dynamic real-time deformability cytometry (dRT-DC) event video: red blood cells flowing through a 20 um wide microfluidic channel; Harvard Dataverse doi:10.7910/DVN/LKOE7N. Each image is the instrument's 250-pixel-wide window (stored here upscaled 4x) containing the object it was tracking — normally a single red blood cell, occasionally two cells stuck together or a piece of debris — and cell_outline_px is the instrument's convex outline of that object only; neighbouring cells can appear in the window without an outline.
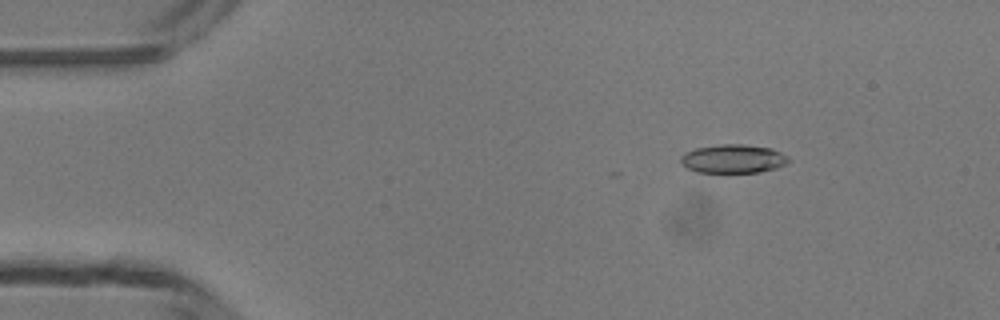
{"species": "common noctule bat (a hibernating species)", "species_latin": "Nyctalus noctula", "temperature_condition": "room temperature", "stored_images_in_passage": 8, "camera_frame_rate_fps": 3000, "um_per_image_px": 0.085, "animal": {"sex": "male", "body_mass_g": 13.3}, "frame": {"image": 1, "passage_image": 6, "time_ms": 1.667, "image_size_px": [1000, 320], "cell_outline_px": [[792, 160], [776, 168], [760, 172], [696, 172], [680, 164], [680, 156], [684, 152], [696, 148], [720, 144], [744, 144], [772, 148], [788, 156]], "centroid_in_image_um": [62.31, 13.49], "position_along_channel_um": 22.7, "area_um2": 18.15}}